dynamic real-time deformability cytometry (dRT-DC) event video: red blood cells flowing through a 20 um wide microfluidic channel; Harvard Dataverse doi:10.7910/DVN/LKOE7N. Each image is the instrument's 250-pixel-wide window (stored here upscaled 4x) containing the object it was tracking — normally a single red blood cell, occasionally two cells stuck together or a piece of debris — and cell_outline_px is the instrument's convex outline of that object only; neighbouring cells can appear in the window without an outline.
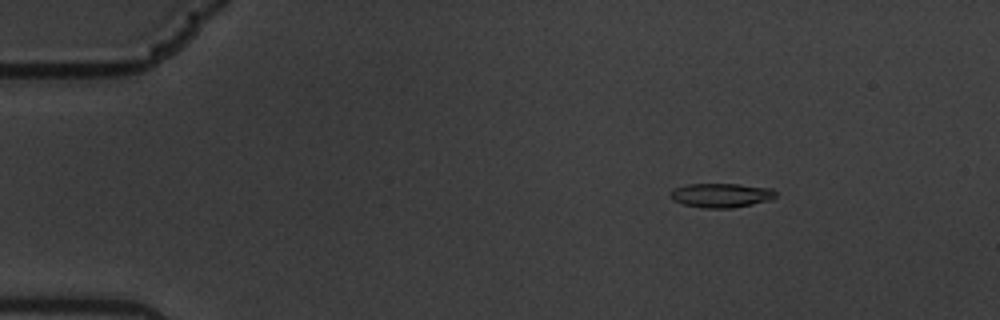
{"species": "common noctule bat (a hibernating species)", "species_latin": "Nyctalus noctula", "temperature_condition": "warm", "stored_images_in_passage": 61, "camera_frame_rate_fps": 3000, "um_per_image_px": 0.085, "animal": {"sex": "male", "body_mass_g": 19.5, "forearm_length_mm": 54.6}, "frame": {"image": 1, "passage_image": 9, "time_ms": 2.667, "image_size_px": [1000, 320], "cell_outline_px": [[776, 196], [772, 200], [732, 208], [704, 208], [684, 204], [672, 200], [668, 196], [668, 192], [672, 188], [688, 184], [740, 184], [772, 188], [776, 192]], "centroid_in_image_um": [61.27, 16.59], "position_along_channel_um": 23.7, "area_um2": 15.14}}
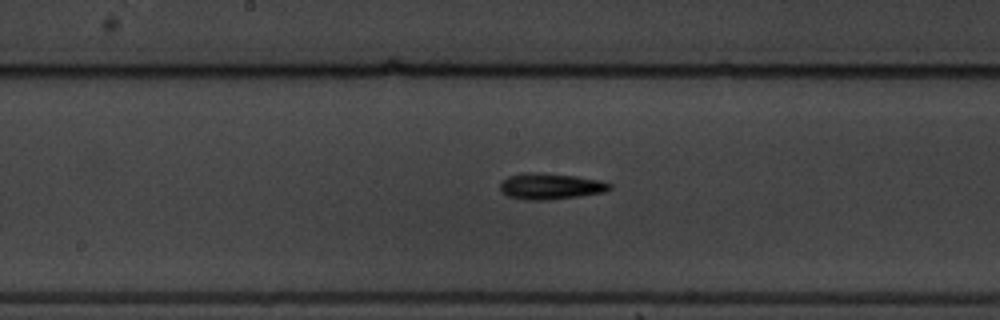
{"frame": {"image": 2, "passage_image": 32, "time_ms": 10.333, "image_size_px": [1000, 320], "cell_outline_px": [[612, 188], [604, 192], [580, 196], [544, 200], [524, 200], [508, 196], [500, 192], [500, 184], [508, 176], [524, 172], [536, 172], [576, 176], [600, 180], [612, 184]], "centroid_in_image_um": [46.78, 15.83], "position_along_channel_um": 201.4, "area_um2": 16.76}}
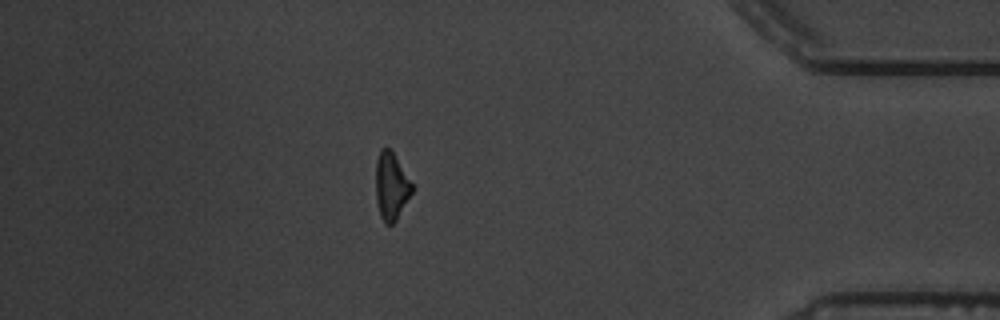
{"frame": {"image": 3, "passage_image": 53, "time_ms": 17.333, "image_size_px": [1000, 320], "cell_outline_px": [[412, 192], [396, 220], [392, 224], [384, 224], [380, 216], [376, 200], [376, 160], [380, 148], [388, 148], [392, 152], [412, 184]], "centroid_in_image_um": [33.22, 15.85], "position_along_channel_um": 402.0, "area_um2": 13.93}, "authors_computed_cell_mechanics": {"area_um2": 14.9702, "velocity_mm_per_s": 3.3913, "shape_relaxation_time_tau1_ms": 3.3955, "shape_relaxation_time_tau2_ms": 8.0608, "deformation_change_tau1": 0.1382, "deformation_change_tau2": 0.1719}}